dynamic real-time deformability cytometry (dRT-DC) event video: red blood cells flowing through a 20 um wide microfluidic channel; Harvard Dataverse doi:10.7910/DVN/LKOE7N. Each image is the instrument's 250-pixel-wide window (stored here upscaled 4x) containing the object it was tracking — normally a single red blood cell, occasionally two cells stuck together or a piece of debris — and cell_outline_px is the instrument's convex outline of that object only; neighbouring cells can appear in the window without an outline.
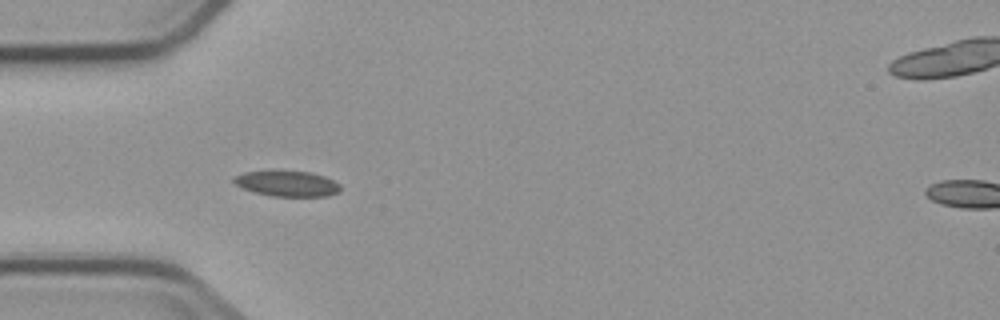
{"species": "common noctule bat (a hibernating species)", "species_latin": "Nyctalus noctula", "temperature_condition": "cold", "stored_images_in_passage": 4, "camera_frame_rate_fps": 3000, "um_per_image_px": 0.085, "animal": {"sex": "male", "body_mass_g": 23.1, "forearm_length_mm": 52.7}, "frame": {"image": 1, "passage_image": 3, "time_ms": 2.333, "image_size_px": [1000, 320], "cell_outline_px": [[340, 192], [328, 196], [272, 196], [256, 192], [244, 188], [236, 184], [232, 180], [232, 176], [244, 172], [312, 172], [324, 176], [340, 184]], "centroid_in_image_um": [24.44, 15.62], "position_along_channel_um": 60.6, "area_um2": 15.55}}
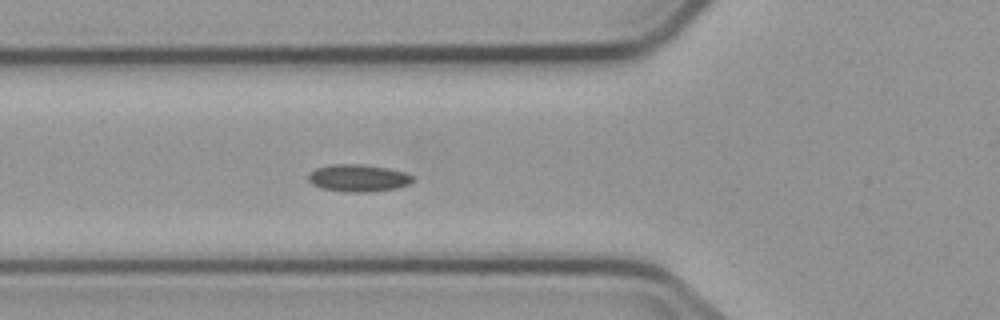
{"frame": {"image": 2, "passage_image": 4, "time_ms": 3.333, "image_size_px": [1000, 320], "cell_outline_px": [[416, 180], [412, 184], [396, 188], [368, 192], [344, 192], [320, 188], [312, 184], [308, 180], [308, 172], [316, 168], [332, 164], [364, 164], [388, 168], [404, 172], [416, 176]], "centroid_in_image_um": [30.48, 15.13], "position_along_channel_um": 95.3, "area_um2": 16.99}}